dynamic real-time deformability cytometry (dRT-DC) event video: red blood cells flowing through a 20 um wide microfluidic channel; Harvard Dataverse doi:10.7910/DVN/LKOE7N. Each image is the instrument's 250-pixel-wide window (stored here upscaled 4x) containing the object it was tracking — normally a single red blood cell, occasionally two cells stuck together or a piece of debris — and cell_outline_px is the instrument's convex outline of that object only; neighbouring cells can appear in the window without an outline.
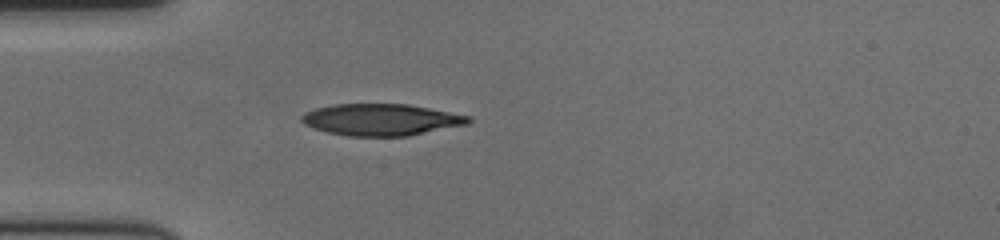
{"species": "human", "species_latin": "Homo sapiens", "temperature_condition": "cold", "stored_images_in_passage": 42, "camera_frame_rate_fps": 3000, "um_per_image_px": 0.085, "donor": {"sex": "female"}, "frame": {"image": 1, "passage_image": 1, "time_ms": 0.0, "image_size_px": [1000, 240], "cell_outline_px": [[472, 120], [468, 124], [408, 136], [348, 136], [328, 132], [304, 124], [300, 120], [300, 116], [304, 112], [316, 108], [336, 104], [408, 104], [472, 116]], "centroid_in_image_um": [32.41, 10.17], "position_along_channel_um": 52.6, "area_um2": 30.81}}
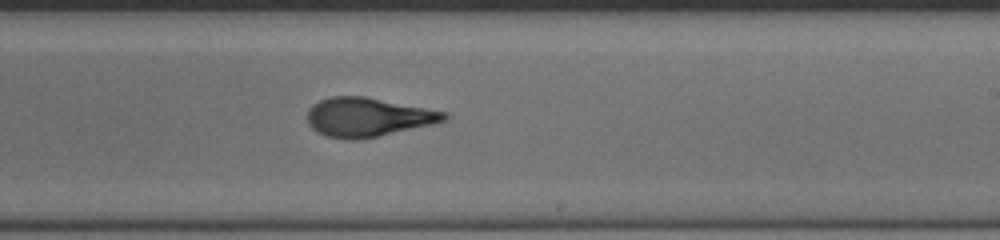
{"frame": {"image": 2, "passage_image": 19, "time_ms": 6.0, "image_size_px": [1000, 240], "cell_outline_px": [[448, 116], [444, 120], [432, 124], [360, 140], [344, 140], [328, 136], [316, 132], [308, 124], [308, 108], [312, 104], [320, 100], [332, 96], [364, 96], [448, 112]], "centroid_in_image_um": [31.23, 9.96], "position_along_channel_um": 257.8, "area_um2": 31.04}}
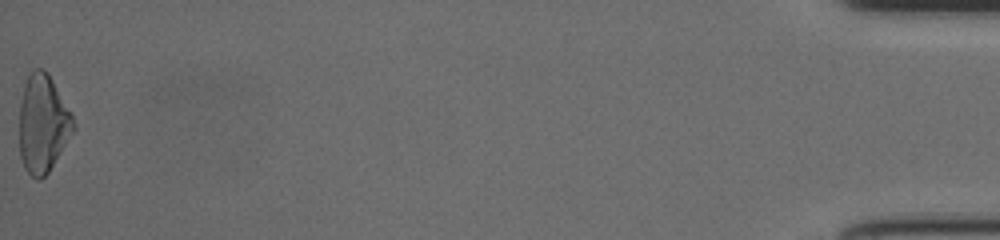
{"frame": {"image": 3, "passage_image": 42, "time_ms": 13.667, "image_size_px": [1000, 240], "cell_outline_px": [[76, 128], [48, 172], [40, 180], [36, 180], [24, 168], [20, 156], [20, 104], [24, 84], [32, 68], [44, 68], [48, 72], [72, 112], [76, 124]], "centroid_in_image_um": [3.66, 10.48], "position_along_channel_um": 431.5, "area_um2": 31.1}, "authors_computed_cell_mechanics": {"area_um2": 30.8074, "velocity_mm_per_s": 3.5986, "shape_relaxation_time_tau1_ms": 4.0034, "shape_relaxation_time_tau2_ms": 1.5668, "deformation_change_tau1": 0.1788, "deformation_change_tau2": 0.0906}}